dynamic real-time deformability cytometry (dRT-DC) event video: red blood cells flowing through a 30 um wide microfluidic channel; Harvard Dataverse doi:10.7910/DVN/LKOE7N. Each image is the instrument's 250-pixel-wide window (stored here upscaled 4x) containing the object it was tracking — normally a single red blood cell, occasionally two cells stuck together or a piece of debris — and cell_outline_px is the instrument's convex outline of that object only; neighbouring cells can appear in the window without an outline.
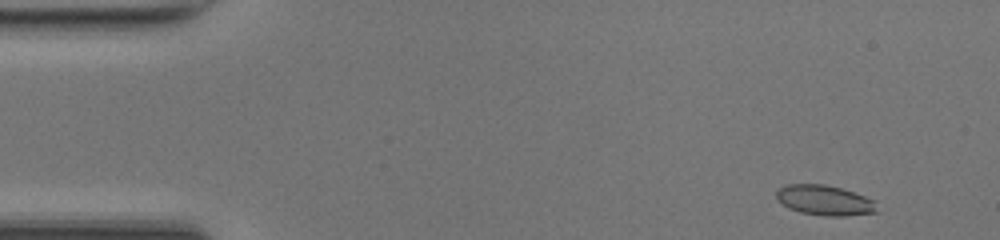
{"species": "common noctule bat (a hibernating species)", "species_latin": "Nyctalus noctula", "temperature_condition": "room temperature", "stored_images_in_passage": 46, "camera_frame_rate_fps": 3000, "um_per_image_px": 0.085, "animal": {"sex": "female", "body_mass_g": 17.0, "forearm_length_mm": 48.0}, "frame": {"image": 1, "passage_image": 1, "time_ms": 0.0, "image_size_px": [1000, 240], "cell_outline_px": [[876, 212], [844, 216], [824, 216], [800, 212], [788, 208], [776, 200], [776, 192], [780, 188], [788, 184], [824, 184], [840, 188], [864, 196], [872, 200]], "centroid_in_image_um": [70.01, 17.02], "position_along_channel_um": 15.0, "area_um2": 17.4}}
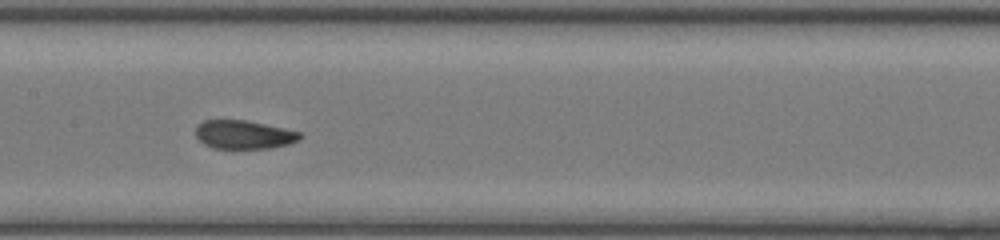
{"frame": {"image": 2, "passage_image": 21, "time_ms": 6.667, "image_size_px": [1000, 240], "cell_outline_px": [[304, 136], [300, 140], [288, 144], [268, 148], [212, 148], [204, 144], [196, 136], [196, 124], [204, 120], [244, 120], [284, 128], [300, 132]], "centroid_in_image_um": [20.72, 11.44], "position_along_channel_um": 186.7, "area_um2": 17.34}}
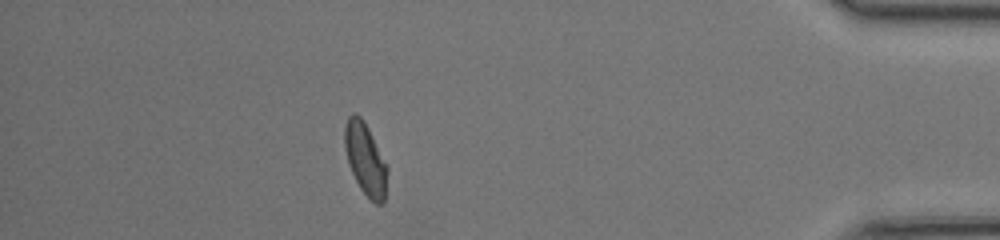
{"frame": {"image": 3, "passage_image": 40, "time_ms": 13.0, "image_size_px": [1000, 240], "cell_outline_px": [[388, 172], [384, 204], [376, 204], [360, 188], [348, 164], [344, 148], [344, 124], [348, 116], [352, 112], [356, 112], [364, 120], [388, 164]], "centroid_in_image_um": [31.06, 13.48], "position_along_channel_um": 404.1, "area_um2": 18.32}, "authors_computed_cell_mechanics": {"area_um2": 17.8602, "velocity_mm_per_s": 4.2506, "shape_relaxation_time_tau1_ms": null, "shape_relaxation_time_tau2_ms": 0.9435, "deformation_change_tau1": null, "deformation_change_tau2": 0.0625}}